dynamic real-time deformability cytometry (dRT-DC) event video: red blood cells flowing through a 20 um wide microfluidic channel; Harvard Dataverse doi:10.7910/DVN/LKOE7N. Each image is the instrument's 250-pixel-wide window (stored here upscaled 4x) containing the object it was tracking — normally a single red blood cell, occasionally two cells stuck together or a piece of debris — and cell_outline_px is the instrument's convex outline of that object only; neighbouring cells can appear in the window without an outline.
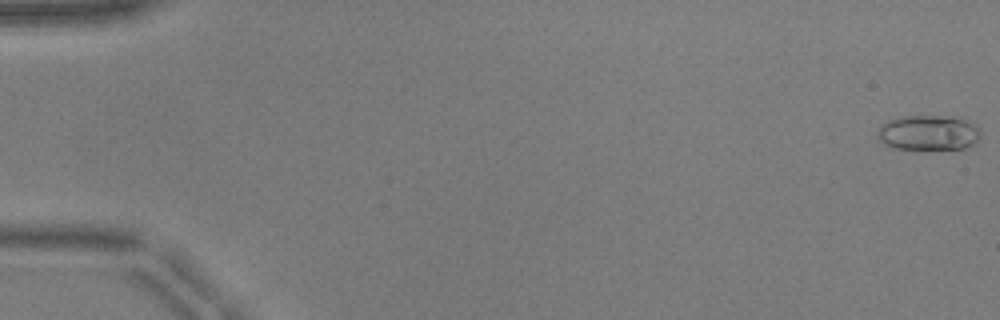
{"species": "common noctule bat (a hibernating species)", "species_latin": "Nyctalus noctula", "temperature_condition": "warm", "stored_images_in_passage": 52, "camera_frame_rate_fps": 3000, "um_per_image_px": 0.085, "animal": {"sex": "male", "body_mass_g": 17.9, "forearm_length_mm": 54.2}, "frame": {"image": 1, "passage_image": 1, "time_ms": 0.0, "image_size_px": [1000, 320], "cell_outline_px": [[980, 136], [972, 144], [964, 148], [896, 148], [884, 144], [876, 136], [876, 132], [880, 124], [888, 120], [900, 116], [964, 116], [976, 124], [980, 128]], "centroid_in_image_um": [78.93, 11.23], "position_along_channel_um": 6.1, "area_um2": 21.33}}
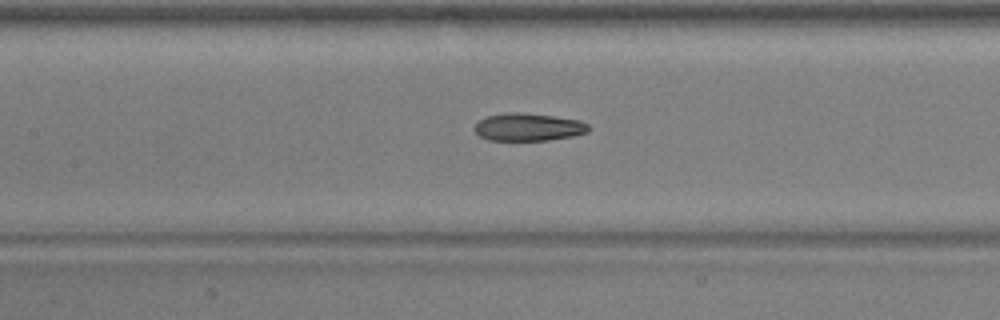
{"frame": {"image": 2, "passage_image": 25, "time_ms": 8.0, "image_size_px": [1000, 320], "cell_outline_px": [[588, 132], [572, 136], [548, 140], [488, 140], [480, 136], [476, 132], [476, 124], [484, 116], [504, 112], [516, 112], [552, 116], [580, 120], [588, 124]], "centroid_in_image_um": [44.89, 10.79], "position_along_channel_um": 162.5, "area_um2": 18.26}}
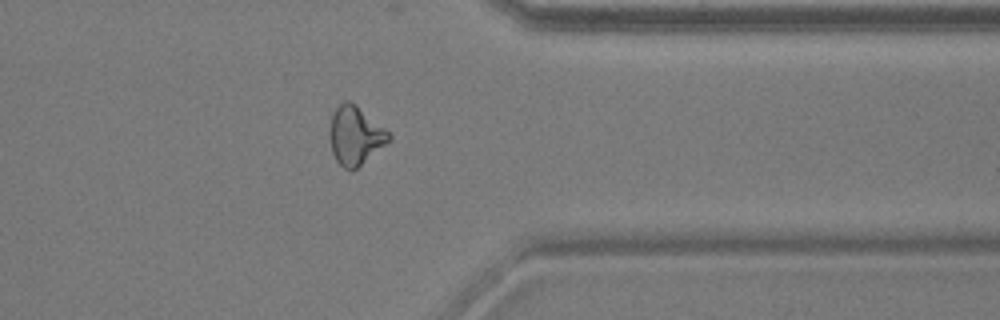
{"frame": {"image": 3, "passage_image": 42, "time_ms": 13.667, "image_size_px": [1000, 320], "cell_outline_px": [[392, 136], [384, 144], [356, 168], [344, 168], [336, 160], [332, 152], [328, 136], [328, 132], [332, 112], [344, 100], [348, 100], [356, 104], [384, 128]], "centroid_in_image_um": [30.13, 11.47], "position_along_channel_um": 381.3, "area_um2": 19.77}, "authors_computed_cell_mechanics": {"area_um2": 19.4208, "velocity_mm_per_s": 3.9768, "shape_relaxation_time_tau1_ms": 7.9399, "shape_relaxation_time_tau2_ms": 2.3853, "deformation_change_tau1": 0.192, "deformation_change_tau2": 0.107}}